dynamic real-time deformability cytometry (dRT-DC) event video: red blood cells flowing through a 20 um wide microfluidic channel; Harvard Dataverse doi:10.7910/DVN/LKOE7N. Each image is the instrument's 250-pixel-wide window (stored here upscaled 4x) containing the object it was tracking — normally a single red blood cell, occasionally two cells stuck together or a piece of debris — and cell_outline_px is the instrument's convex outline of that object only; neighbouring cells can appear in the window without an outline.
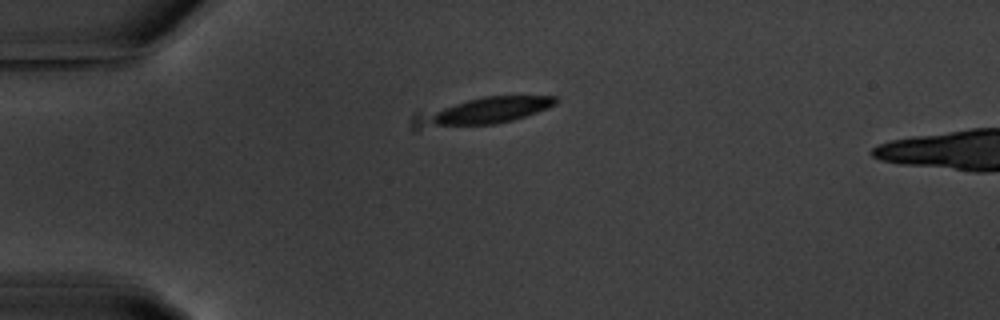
{"species": "common noctule bat (a hibernating species)", "species_latin": "Nyctalus noctula", "temperature_condition": "warm", "stored_images_in_passage": 3, "camera_frame_rate_fps": 3000, "um_per_image_px": 0.085, "animal": {"sex": "male", "body_mass_g": 20.1, "forearm_length_mm": 53.5}, "frame": {"image": 1, "passage_image": 1, "time_ms": 0.0, "image_size_px": [1000, 320], "cell_outline_px": [[560, 100], [556, 104], [548, 108], [512, 120], [496, 124], [432, 124], [432, 116], [436, 112], [444, 108], [468, 100], [484, 96], [556, 96]], "centroid_in_image_um": [41.88, 9.32], "position_along_channel_um": 43.1, "area_um2": 18.38}}
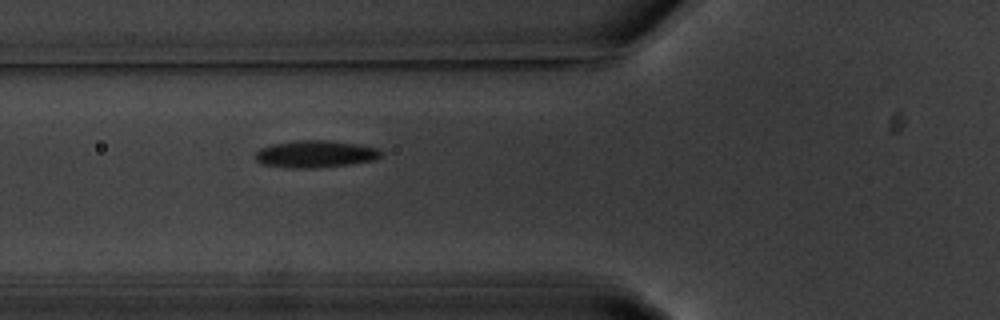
{"frame": {"image": 2, "passage_image": 3, "time_ms": 2.333, "image_size_px": [1000, 320], "cell_outline_px": [[380, 156], [376, 160], [348, 164], [316, 168], [288, 168], [264, 164], [256, 160], [256, 152], [260, 148], [272, 144], [296, 140], [328, 140], [356, 144], [380, 148]], "centroid_in_image_um": [26.81, 13.09], "position_along_channel_um": 99.0, "area_um2": 19.83}}